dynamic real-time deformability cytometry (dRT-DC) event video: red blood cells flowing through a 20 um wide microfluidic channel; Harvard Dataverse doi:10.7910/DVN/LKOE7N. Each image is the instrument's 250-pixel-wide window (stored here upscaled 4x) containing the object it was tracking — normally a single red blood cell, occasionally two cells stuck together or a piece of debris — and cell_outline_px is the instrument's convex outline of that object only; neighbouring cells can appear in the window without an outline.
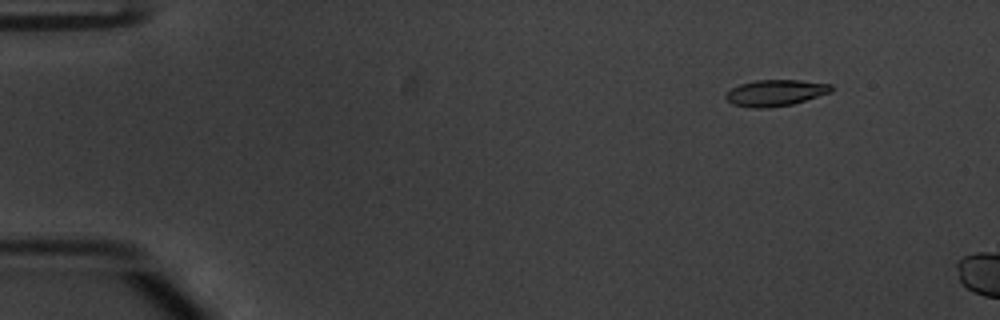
{"species": "common noctule bat (a hibernating species)", "species_latin": "Nyctalus noctula", "temperature_condition": "warm", "stored_images_in_passage": 11, "camera_frame_rate_fps": 3000, "um_per_image_px": 0.085, "animal": {"sex": "male", "body_mass_g": 20.1, "forearm_length_mm": 53.5}, "frame": {"image": 1, "passage_image": 7, "time_ms": 2.0, "image_size_px": [1000, 320], "cell_outline_px": [[832, 92], [792, 104], [768, 108], [752, 108], [732, 104], [724, 96], [732, 88], [740, 84], [756, 80], [800, 80], [832, 84]], "centroid_in_image_um": [65.92, 7.89], "position_along_channel_um": 19.1, "area_um2": 16.13}}